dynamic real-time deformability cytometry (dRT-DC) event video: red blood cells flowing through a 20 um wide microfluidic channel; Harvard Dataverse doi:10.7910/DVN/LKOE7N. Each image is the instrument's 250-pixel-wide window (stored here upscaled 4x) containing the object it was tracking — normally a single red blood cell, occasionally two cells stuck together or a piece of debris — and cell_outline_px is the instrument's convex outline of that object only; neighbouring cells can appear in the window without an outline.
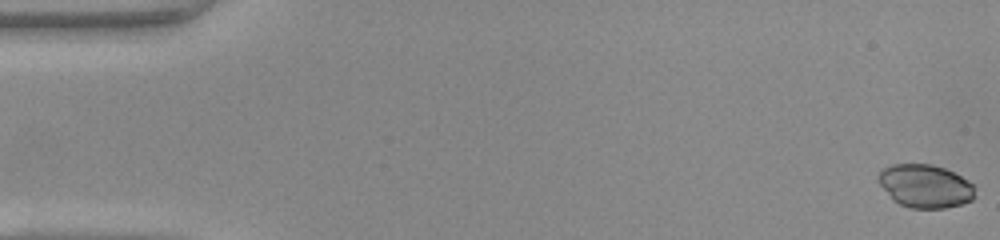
{"species": "common noctule bat (a hibernating species)", "species_latin": "Nyctalus noctula", "temperature_condition": "warm", "stored_images_in_passage": 49, "camera_frame_rate_fps": 3000, "um_per_image_px": 0.085, "animal": {"sex": "female", "body_mass_g": 22.0, "forearm_length_mm": 56.7}, "frame": {"image": 1, "passage_image": 1, "time_ms": 0.0, "image_size_px": [1000, 240], "cell_outline_px": [[976, 196], [972, 200], [960, 204], [944, 208], [912, 208], [900, 204], [892, 200], [880, 184], [876, 176], [884, 168], [892, 164], [932, 164], [944, 168], [968, 180], [976, 188]], "centroid_in_image_um": [78.65, 15.82], "position_along_channel_um": 6.4, "area_um2": 24.39}}
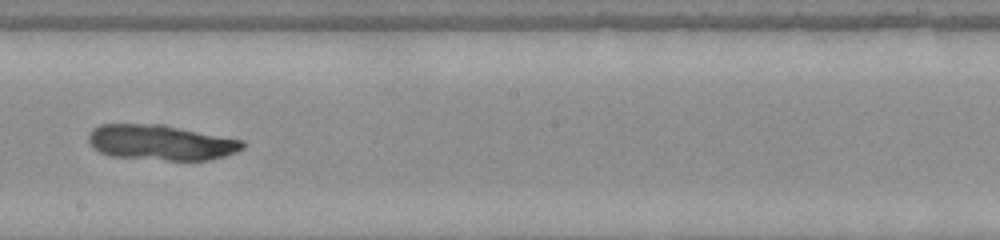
{"frame": {"image": 2, "passage_image": 28, "time_ms": 9.0, "image_size_px": [1000, 240], "cell_outline_px": [[244, 148], [236, 152], [224, 156], [208, 160], [168, 160], [112, 156], [100, 152], [92, 148], [88, 140], [88, 136], [92, 128], [100, 124], [164, 124], [244, 140]], "centroid_in_image_um": [13.67, 12.1], "position_along_channel_um": 234.5, "area_um2": 31.91}}
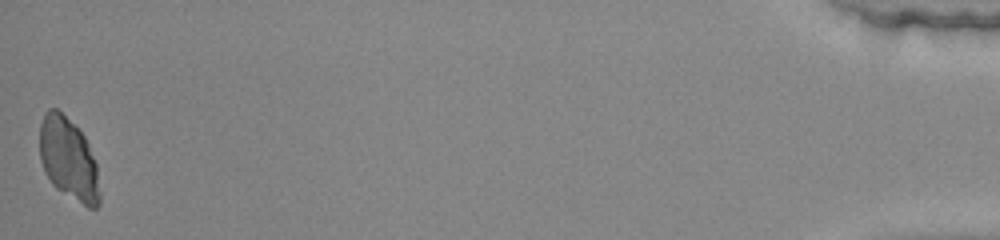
{"frame": {"image": 3, "passage_image": 49, "time_ms": 16.0, "image_size_px": [1000, 240], "cell_outline_px": [[100, 204], [96, 208], [88, 208], [56, 188], [52, 184], [44, 172], [40, 160], [40, 124], [48, 108], [56, 108], [84, 136], [88, 144], [96, 164], [100, 192]], "centroid_in_image_um": [5.82, 13.56], "position_along_channel_um": 429.4, "area_um2": 28.5}}